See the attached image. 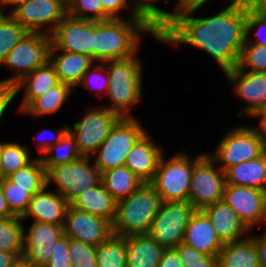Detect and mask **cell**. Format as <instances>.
<instances>
[{
  "label": "cell",
  "instance_id": "1",
  "mask_svg": "<svg viewBox=\"0 0 266 267\" xmlns=\"http://www.w3.org/2000/svg\"><path fill=\"white\" fill-rule=\"evenodd\" d=\"M206 3L180 7L158 30L162 43L190 45L205 51L225 73L239 62L246 41V0H232L211 17H192Z\"/></svg>",
  "mask_w": 266,
  "mask_h": 267
},
{
  "label": "cell",
  "instance_id": "2",
  "mask_svg": "<svg viewBox=\"0 0 266 267\" xmlns=\"http://www.w3.org/2000/svg\"><path fill=\"white\" fill-rule=\"evenodd\" d=\"M144 33L162 42L158 29L142 15L130 14L125 19L93 21L92 59L95 64L108 60L128 59L139 51L141 35Z\"/></svg>",
  "mask_w": 266,
  "mask_h": 267
},
{
  "label": "cell",
  "instance_id": "3",
  "mask_svg": "<svg viewBox=\"0 0 266 267\" xmlns=\"http://www.w3.org/2000/svg\"><path fill=\"white\" fill-rule=\"evenodd\" d=\"M162 199L150 182H143L131 195L117 201L112 223L115 236L148 234Z\"/></svg>",
  "mask_w": 266,
  "mask_h": 267
},
{
  "label": "cell",
  "instance_id": "4",
  "mask_svg": "<svg viewBox=\"0 0 266 267\" xmlns=\"http://www.w3.org/2000/svg\"><path fill=\"white\" fill-rule=\"evenodd\" d=\"M109 77L107 96L111 104L106 107L120 117H134L133 106L138 104L142 95V63L136 55L122 60L105 61Z\"/></svg>",
  "mask_w": 266,
  "mask_h": 267
},
{
  "label": "cell",
  "instance_id": "5",
  "mask_svg": "<svg viewBox=\"0 0 266 267\" xmlns=\"http://www.w3.org/2000/svg\"><path fill=\"white\" fill-rule=\"evenodd\" d=\"M204 154L190 158L188 153L181 151L169 159L163 154L154 178L150 181L163 202L188 201L194 164Z\"/></svg>",
  "mask_w": 266,
  "mask_h": 267
},
{
  "label": "cell",
  "instance_id": "6",
  "mask_svg": "<svg viewBox=\"0 0 266 267\" xmlns=\"http://www.w3.org/2000/svg\"><path fill=\"white\" fill-rule=\"evenodd\" d=\"M145 132L135 117H121L96 150L95 166L101 173L124 166L127 154Z\"/></svg>",
  "mask_w": 266,
  "mask_h": 267
},
{
  "label": "cell",
  "instance_id": "7",
  "mask_svg": "<svg viewBox=\"0 0 266 267\" xmlns=\"http://www.w3.org/2000/svg\"><path fill=\"white\" fill-rule=\"evenodd\" d=\"M92 157H80L68 163L46 168L47 186L54 183L56 192L71 203L82 192L91 189L101 182V172L91 163Z\"/></svg>",
  "mask_w": 266,
  "mask_h": 267
},
{
  "label": "cell",
  "instance_id": "8",
  "mask_svg": "<svg viewBox=\"0 0 266 267\" xmlns=\"http://www.w3.org/2000/svg\"><path fill=\"white\" fill-rule=\"evenodd\" d=\"M50 46L49 35L29 32L25 34L7 53L2 63L15 74L2 81L15 86L29 73L44 66L49 61Z\"/></svg>",
  "mask_w": 266,
  "mask_h": 267
},
{
  "label": "cell",
  "instance_id": "9",
  "mask_svg": "<svg viewBox=\"0 0 266 267\" xmlns=\"http://www.w3.org/2000/svg\"><path fill=\"white\" fill-rule=\"evenodd\" d=\"M265 152L262 141L250 126H236L225 133L215 152L207 155L225 171L233 165L257 159Z\"/></svg>",
  "mask_w": 266,
  "mask_h": 267
},
{
  "label": "cell",
  "instance_id": "10",
  "mask_svg": "<svg viewBox=\"0 0 266 267\" xmlns=\"http://www.w3.org/2000/svg\"><path fill=\"white\" fill-rule=\"evenodd\" d=\"M196 209L188 201L162 202L148 235L163 248H176L184 240L185 229Z\"/></svg>",
  "mask_w": 266,
  "mask_h": 267
},
{
  "label": "cell",
  "instance_id": "11",
  "mask_svg": "<svg viewBox=\"0 0 266 267\" xmlns=\"http://www.w3.org/2000/svg\"><path fill=\"white\" fill-rule=\"evenodd\" d=\"M120 118L106 107H89L82 119L69 127L80 155L92 157Z\"/></svg>",
  "mask_w": 266,
  "mask_h": 267
},
{
  "label": "cell",
  "instance_id": "12",
  "mask_svg": "<svg viewBox=\"0 0 266 267\" xmlns=\"http://www.w3.org/2000/svg\"><path fill=\"white\" fill-rule=\"evenodd\" d=\"M205 153L195 164L191 177L188 202L196 209L223 200L226 185L225 172Z\"/></svg>",
  "mask_w": 266,
  "mask_h": 267
},
{
  "label": "cell",
  "instance_id": "13",
  "mask_svg": "<svg viewBox=\"0 0 266 267\" xmlns=\"http://www.w3.org/2000/svg\"><path fill=\"white\" fill-rule=\"evenodd\" d=\"M9 14L27 32L51 36L67 15V0H28Z\"/></svg>",
  "mask_w": 266,
  "mask_h": 267
},
{
  "label": "cell",
  "instance_id": "14",
  "mask_svg": "<svg viewBox=\"0 0 266 267\" xmlns=\"http://www.w3.org/2000/svg\"><path fill=\"white\" fill-rule=\"evenodd\" d=\"M70 239L98 246L112 235V223L102 217L80 211L69 205L63 225Z\"/></svg>",
  "mask_w": 266,
  "mask_h": 267
},
{
  "label": "cell",
  "instance_id": "15",
  "mask_svg": "<svg viewBox=\"0 0 266 267\" xmlns=\"http://www.w3.org/2000/svg\"><path fill=\"white\" fill-rule=\"evenodd\" d=\"M223 200L236 212L250 230L266 223V192L259 189L226 184Z\"/></svg>",
  "mask_w": 266,
  "mask_h": 267
},
{
  "label": "cell",
  "instance_id": "16",
  "mask_svg": "<svg viewBox=\"0 0 266 267\" xmlns=\"http://www.w3.org/2000/svg\"><path fill=\"white\" fill-rule=\"evenodd\" d=\"M57 50L83 54L92 58L93 21L66 15L51 35Z\"/></svg>",
  "mask_w": 266,
  "mask_h": 267
},
{
  "label": "cell",
  "instance_id": "17",
  "mask_svg": "<svg viewBox=\"0 0 266 267\" xmlns=\"http://www.w3.org/2000/svg\"><path fill=\"white\" fill-rule=\"evenodd\" d=\"M236 95L247 103L240 113L250 117L252 114L266 110V73L240 70L237 66L223 73Z\"/></svg>",
  "mask_w": 266,
  "mask_h": 267
},
{
  "label": "cell",
  "instance_id": "18",
  "mask_svg": "<svg viewBox=\"0 0 266 267\" xmlns=\"http://www.w3.org/2000/svg\"><path fill=\"white\" fill-rule=\"evenodd\" d=\"M62 235L63 225L32 221L28 230H24L23 256L36 267H44Z\"/></svg>",
  "mask_w": 266,
  "mask_h": 267
},
{
  "label": "cell",
  "instance_id": "19",
  "mask_svg": "<svg viewBox=\"0 0 266 267\" xmlns=\"http://www.w3.org/2000/svg\"><path fill=\"white\" fill-rule=\"evenodd\" d=\"M163 154L162 147L151 139L149 133L145 132L127 154L125 166L142 181L150 182L154 178Z\"/></svg>",
  "mask_w": 266,
  "mask_h": 267
},
{
  "label": "cell",
  "instance_id": "20",
  "mask_svg": "<svg viewBox=\"0 0 266 267\" xmlns=\"http://www.w3.org/2000/svg\"><path fill=\"white\" fill-rule=\"evenodd\" d=\"M47 188L48 186H45L32 196L27 211L21 218L22 220L30 218L36 222L64 225L70 203L56 191L50 192Z\"/></svg>",
  "mask_w": 266,
  "mask_h": 267
},
{
  "label": "cell",
  "instance_id": "21",
  "mask_svg": "<svg viewBox=\"0 0 266 267\" xmlns=\"http://www.w3.org/2000/svg\"><path fill=\"white\" fill-rule=\"evenodd\" d=\"M183 243L213 257H218L224 246L208 216L202 210H196L192 214L185 229Z\"/></svg>",
  "mask_w": 266,
  "mask_h": 267
},
{
  "label": "cell",
  "instance_id": "22",
  "mask_svg": "<svg viewBox=\"0 0 266 267\" xmlns=\"http://www.w3.org/2000/svg\"><path fill=\"white\" fill-rule=\"evenodd\" d=\"M202 211L208 216L223 244L242 240L250 231L224 200L209 205Z\"/></svg>",
  "mask_w": 266,
  "mask_h": 267
},
{
  "label": "cell",
  "instance_id": "23",
  "mask_svg": "<svg viewBox=\"0 0 266 267\" xmlns=\"http://www.w3.org/2000/svg\"><path fill=\"white\" fill-rule=\"evenodd\" d=\"M49 62L54 67L59 82L69 84L75 89L95 61L83 54L57 50L51 44Z\"/></svg>",
  "mask_w": 266,
  "mask_h": 267
},
{
  "label": "cell",
  "instance_id": "24",
  "mask_svg": "<svg viewBox=\"0 0 266 267\" xmlns=\"http://www.w3.org/2000/svg\"><path fill=\"white\" fill-rule=\"evenodd\" d=\"M70 205L75 209L102 217L113 223L116 215L117 200L100 182L95 187L82 192Z\"/></svg>",
  "mask_w": 266,
  "mask_h": 267
},
{
  "label": "cell",
  "instance_id": "25",
  "mask_svg": "<svg viewBox=\"0 0 266 267\" xmlns=\"http://www.w3.org/2000/svg\"><path fill=\"white\" fill-rule=\"evenodd\" d=\"M127 267H157L165 248L148 234L126 236Z\"/></svg>",
  "mask_w": 266,
  "mask_h": 267
},
{
  "label": "cell",
  "instance_id": "26",
  "mask_svg": "<svg viewBox=\"0 0 266 267\" xmlns=\"http://www.w3.org/2000/svg\"><path fill=\"white\" fill-rule=\"evenodd\" d=\"M59 83L54 67L48 61L44 66L35 69L15 85V95L24 89L23 100L18 107L22 112L35 98L41 96Z\"/></svg>",
  "mask_w": 266,
  "mask_h": 267
},
{
  "label": "cell",
  "instance_id": "27",
  "mask_svg": "<svg viewBox=\"0 0 266 267\" xmlns=\"http://www.w3.org/2000/svg\"><path fill=\"white\" fill-rule=\"evenodd\" d=\"M224 172L226 184L246 186L266 192V152L257 159L233 165Z\"/></svg>",
  "mask_w": 266,
  "mask_h": 267
},
{
  "label": "cell",
  "instance_id": "28",
  "mask_svg": "<svg viewBox=\"0 0 266 267\" xmlns=\"http://www.w3.org/2000/svg\"><path fill=\"white\" fill-rule=\"evenodd\" d=\"M217 258L218 267H260L256 243L251 236L224 244Z\"/></svg>",
  "mask_w": 266,
  "mask_h": 267
},
{
  "label": "cell",
  "instance_id": "29",
  "mask_svg": "<svg viewBox=\"0 0 266 267\" xmlns=\"http://www.w3.org/2000/svg\"><path fill=\"white\" fill-rule=\"evenodd\" d=\"M101 182L119 201L131 195L144 181L124 165L102 172Z\"/></svg>",
  "mask_w": 266,
  "mask_h": 267
},
{
  "label": "cell",
  "instance_id": "30",
  "mask_svg": "<svg viewBox=\"0 0 266 267\" xmlns=\"http://www.w3.org/2000/svg\"><path fill=\"white\" fill-rule=\"evenodd\" d=\"M74 88L59 82L54 87L35 98L22 112L35 117L56 113L69 99Z\"/></svg>",
  "mask_w": 266,
  "mask_h": 267
},
{
  "label": "cell",
  "instance_id": "31",
  "mask_svg": "<svg viewBox=\"0 0 266 267\" xmlns=\"http://www.w3.org/2000/svg\"><path fill=\"white\" fill-rule=\"evenodd\" d=\"M97 267H127L126 237L112 235L96 246Z\"/></svg>",
  "mask_w": 266,
  "mask_h": 267
},
{
  "label": "cell",
  "instance_id": "32",
  "mask_svg": "<svg viewBox=\"0 0 266 267\" xmlns=\"http://www.w3.org/2000/svg\"><path fill=\"white\" fill-rule=\"evenodd\" d=\"M8 178L21 188H30L33 196L47 186L46 168L40 157H35L23 168H20Z\"/></svg>",
  "mask_w": 266,
  "mask_h": 267
},
{
  "label": "cell",
  "instance_id": "33",
  "mask_svg": "<svg viewBox=\"0 0 266 267\" xmlns=\"http://www.w3.org/2000/svg\"><path fill=\"white\" fill-rule=\"evenodd\" d=\"M19 216L0 220V250L23 255L24 226Z\"/></svg>",
  "mask_w": 266,
  "mask_h": 267
},
{
  "label": "cell",
  "instance_id": "34",
  "mask_svg": "<svg viewBox=\"0 0 266 267\" xmlns=\"http://www.w3.org/2000/svg\"><path fill=\"white\" fill-rule=\"evenodd\" d=\"M33 159L28 146L19 143L5 142L0 161V178H6L28 165Z\"/></svg>",
  "mask_w": 266,
  "mask_h": 267
},
{
  "label": "cell",
  "instance_id": "35",
  "mask_svg": "<svg viewBox=\"0 0 266 267\" xmlns=\"http://www.w3.org/2000/svg\"><path fill=\"white\" fill-rule=\"evenodd\" d=\"M44 155L40 157L44 167L68 164L82 157L75 139L69 132L58 143L51 146Z\"/></svg>",
  "mask_w": 266,
  "mask_h": 267
},
{
  "label": "cell",
  "instance_id": "36",
  "mask_svg": "<svg viewBox=\"0 0 266 267\" xmlns=\"http://www.w3.org/2000/svg\"><path fill=\"white\" fill-rule=\"evenodd\" d=\"M27 33L10 14L0 13V66L7 53Z\"/></svg>",
  "mask_w": 266,
  "mask_h": 267
},
{
  "label": "cell",
  "instance_id": "37",
  "mask_svg": "<svg viewBox=\"0 0 266 267\" xmlns=\"http://www.w3.org/2000/svg\"><path fill=\"white\" fill-rule=\"evenodd\" d=\"M4 197L10 211L15 215L22 217L27 211L32 195L30 188H21L15 186L8 177L0 178Z\"/></svg>",
  "mask_w": 266,
  "mask_h": 267
},
{
  "label": "cell",
  "instance_id": "38",
  "mask_svg": "<svg viewBox=\"0 0 266 267\" xmlns=\"http://www.w3.org/2000/svg\"><path fill=\"white\" fill-rule=\"evenodd\" d=\"M237 67L240 70L266 73V45L244 44Z\"/></svg>",
  "mask_w": 266,
  "mask_h": 267
},
{
  "label": "cell",
  "instance_id": "39",
  "mask_svg": "<svg viewBox=\"0 0 266 267\" xmlns=\"http://www.w3.org/2000/svg\"><path fill=\"white\" fill-rule=\"evenodd\" d=\"M67 15L83 20L103 21L100 0H67Z\"/></svg>",
  "mask_w": 266,
  "mask_h": 267
},
{
  "label": "cell",
  "instance_id": "40",
  "mask_svg": "<svg viewBox=\"0 0 266 267\" xmlns=\"http://www.w3.org/2000/svg\"><path fill=\"white\" fill-rule=\"evenodd\" d=\"M184 267H218V258L198 252L185 243L175 248Z\"/></svg>",
  "mask_w": 266,
  "mask_h": 267
},
{
  "label": "cell",
  "instance_id": "41",
  "mask_svg": "<svg viewBox=\"0 0 266 267\" xmlns=\"http://www.w3.org/2000/svg\"><path fill=\"white\" fill-rule=\"evenodd\" d=\"M69 255L72 267H97L96 246L69 238Z\"/></svg>",
  "mask_w": 266,
  "mask_h": 267
},
{
  "label": "cell",
  "instance_id": "42",
  "mask_svg": "<svg viewBox=\"0 0 266 267\" xmlns=\"http://www.w3.org/2000/svg\"><path fill=\"white\" fill-rule=\"evenodd\" d=\"M93 67V69H91ZM93 70V71H92ZM80 86H86L90 89V92L95 89L99 91H104L105 95H107L109 89V77L107 73V68L105 66V62H100V64L92 65L83 75Z\"/></svg>",
  "mask_w": 266,
  "mask_h": 267
},
{
  "label": "cell",
  "instance_id": "43",
  "mask_svg": "<svg viewBox=\"0 0 266 267\" xmlns=\"http://www.w3.org/2000/svg\"><path fill=\"white\" fill-rule=\"evenodd\" d=\"M156 1L158 0H132L136 10L159 30L171 18V13L155 6Z\"/></svg>",
  "mask_w": 266,
  "mask_h": 267
},
{
  "label": "cell",
  "instance_id": "44",
  "mask_svg": "<svg viewBox=\"0 0 266 267\" xmlns=\"http://www.w3.org/2000/svg\"><path fill=\"white\" fill-rule=\"evenodd\" d=\"M257 30L256 41L253 42L250 38V31ZM266 31V13L256 11L248 6L247 4V15H246V41L244 44H255V45H266V37H261L262 31ZM266 34V33H265Z\"/></svg>",
  "mask_w": 266,
  "mask_h": 267
},
{
  "label": "cell",
  "instance_id": "45",
  "mask_svg": "<svg viewBox=\"0 0 266 267\" xmlns=\"http://www.w3.org/2000/svg\"><path fill=\"white\" fill-rule=\"evenodd\" d=\"M50 260L44 267H72L69 255V237L62 235L53 247Z\"/></svg>",
  "mask_w": 266,
  "mask_h": 267
},
{
  "label": "cell",
  "instance_id": "46",
  "mask_svg": "<svg viewBox=\"0 0 266 267\" xmlns=\"http://www.w3.org/2000/svg\"><path fill=\"white\" fill-rule=\"evenodd\" d=\"M100 1L103 6V20H108L111 18L114 19L122 18L119 15L120 11L128 8H131L132 15H141L134 7L132 0H100Z\"/></svg>",
  "mask_w": 266,
  "mask_h": 267
},
{
  "label": "cell",
  "instance_id": "47",
  "mask_svg": "<svg viewBox=\"0 0 266 267\" xmlns=\"http://www.w3.org/2000/svg\"><path fill=\"white\" fill-rule=\"evenodd\" d=\"M15 96V86L6 81H0V120Z\"/></svg>",
  "mask_w": 266,
  "mask_h": 267
},
{
  "label": "cell",
  "instance_id": "48",
  "mask_svg": "<svg viewBox=\"0 0 266 267\" xmlns=\"http://www.w3.org/2000/svg\"><path fill=\"white\" fill-rule=\"evenodd\" d=\"M68 132H69V126H63L57 131V134L54 135V138L53 139L51 138L50 140L47 138H45V140H44L43 139L44 137L43 138L41 137V135L45 132H43L42 134L40 133L38 138L35 137L36 139H34L37 143L36 147L38 146L39 152L41 154H44L51 146L58 143ZM39 137H41L43 139L40 142L38 139H41V138H39Z\"/></svg>",
  "mask_w": 266,
  "mask_h": 267
},
{
  "label": "cell",
  "instance_id": "49",
  "mask_svg": "<svg viewBox=\"0 0 266 267\" xmlns=\"http://www.w3.org/2000/svg\"><path fill=\"white\" fill-rule=\"evenodd\" d=\"M157 267H184L175 248L165 249Z\"/></svg>",
  "mask_w": 266,
  "mask_h": 267
},
{
  "label": "cell",
  "instance_id": "50",
  "mask_svg": "<svg viewBox=\"0 0 266 267\" xmlns=\"http://www.w3.org/2000/svg\"><path fill=\"white\" fill-rule=\"evenodd\" d=\"M251 118H260L259 126H250V128L254 131L256 136L262 141L264 147L266 148V110H262L256 112L250 116Z\"/></svg>",
  "mask_w": 266,
  "mask_h": 267
},
{
  "label": "cell",
  "instance_id": "51",
  "mask_svg": "<svg viewBox=\"0 0 266 267\" xmlns=\"http://www.w3.org/2000/svg\"><path fill=\"white\" fill-rule=\"evenodd\" d=\"M257 247L260 267H266V232L261 235L251 236Z\"/></svg>",
  "mask_w": 266,
  "mask_h": 267
},
{
  "label": "cell",
  "instance_id": "52",
  "mask_svg": "<svg viewBox=\"0 0 266 267\" xmlns=\"http://www.w3.org/2000/svg\"><path fill=\"white\" fill-rule=\"evenodd\" d=\"M17 257L16 253L0 250V267H11Z\"/></svg>",
  "mask_w": 266,
  "mask_h": 267
},
{
  "label": "cell",
  "instance_id": "53",
  "mask_svg": "<svg viewBox=\"0 0 266 267\" xmlns=\"http://www.w3.org/2000/svg\"><path fill=\"white\" fill-rule=\"evenodd\" d=\"M0 215L3 218L14 217L15 215L10 211L6 199L3 194L2 185L0 183Z\"/></svg>",
  "mask_w": 266,
  "mask_h": 267
},
{
  "label": "cell",
  "instance_id": "54",
  "mask_svg": "<svg viewBox=\"0 0 266 267\" xmlns=\"http://www.w3.org/2000/svg\"><path fill=\"white\" fill-rule=\"evenodd\" d=\"M246 2L252 9L266 13V0H246Z\"/></svg>",
  "mask_w": 266,
  "mask_h": 267
},
{
  "label": "cell",
  "instance_id": "55",
  "mask_svg": "<svg viewBox=\"0 0 266 267\" xmlns=\"http://www.w3.org/2000/svg\"><path fill=\"white\" fill-rule=\"evenodd\" d=\"M11 267H36L25 256H18Z\"/></svg>",
  "mask_w": 266,
  "mask_h": 267
},
{
  "label": "cell",
  "instance_id": "56",
  "mask_svg": "<svg viewBox=\"0 0 266 267\" xmlns=\"http://www.w3.org/2000/svg\"><path fill=\"white\" fill-rule=\"evenodd\" d=\"M209 0H177V4L175 7V10H173V13H171V17L176 13V11L182 7L193 3H206Z\"/></svg>",
  "mask_w": 266,
  "mask_h": 267
},
{
  "label": "cell",
  "instance_id": "57",
  "mask_svg": "<svg viewBox=\"0 0 266 267\" xmlns=\"http://www.w3.org/2000/svg\"><path fill=\"white\" fill-rule=\"evenodd\" d=\"M26 1H28V0H1V8L3 6H5V7L6 6H12V7H14L12 9V11H13L16 7H18L20 4H23Z\"/></svg>",
  "mask_w": 266,
  "mask_h": 267
},
{
  "label": "cell",
  "instance_id": "58",
  "mask_svg": "<svg viewBox=\"0 0 266 267\" xmlns=\"http://www.w3.org/2000/svg\"><path fill=\"white\" fill-rule=\"evenodd\" d=\"M5 142H0V161H1V153H2V148H3V144H4Z\"/></svg>",
  "mask_w": 266,
  "mask_h": 267
},
{
  "label": "cell",
  "instance_id": "59",
  "mask_svg": "<svg viewBox=\"0 0 266 267\" xmlns=\"http://www.w3.org/2000/svg\"><path fill=\"white\" fill-rule=\"evenodd\" d=\"M0 13H3V10H1V0H0Z\"/></svg>",
  "mask_w": 266,
  "mask_h": 267
}]
</instances>
